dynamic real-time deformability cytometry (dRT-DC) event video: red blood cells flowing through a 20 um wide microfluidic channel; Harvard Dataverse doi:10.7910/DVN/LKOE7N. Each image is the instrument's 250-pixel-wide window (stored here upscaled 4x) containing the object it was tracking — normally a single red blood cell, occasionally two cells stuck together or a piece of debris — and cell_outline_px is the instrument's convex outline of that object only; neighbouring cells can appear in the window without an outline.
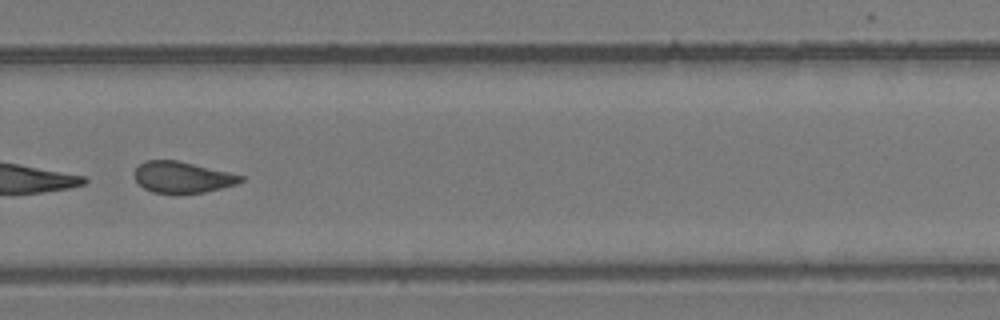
{"species": "common noctule bat (a hibernating species)", "species_latin": "Nyctalus noctula", "temperature_condition": "room temperature", "stored_images_in_passage": 34, "camera_frame_rate_fps": 3000, "um_per_image_px": 0.085, "animal": {"sex": "female", "body_mass_g": 24.6, "forearm_length_mm": 56.2}, "frame": {"image": 1, "passage_image": 20, "time_ms": 6.333, "image_size_px": [1000, 320], "cell_outline_px": [[244, 180], [236, 184], [204, 192], [152, 192], [144, 188], [136, 180], [132, 172], [144, 160], [176, 160], [228, 172], [244, 176]], "centroid_in_image_um": [15.47, 15.04], "position_along_channel_um": 314.3, "area_um2": 18.96}}